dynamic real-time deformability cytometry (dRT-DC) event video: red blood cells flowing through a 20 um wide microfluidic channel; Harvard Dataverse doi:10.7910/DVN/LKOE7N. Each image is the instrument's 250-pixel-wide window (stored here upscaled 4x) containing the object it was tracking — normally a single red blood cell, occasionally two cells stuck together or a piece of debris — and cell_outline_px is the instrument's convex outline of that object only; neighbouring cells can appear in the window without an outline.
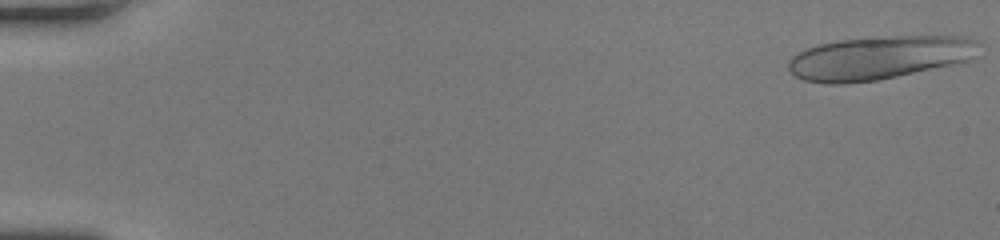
{"species": "human", "species_latin": "Homo sapiens", "temperature_condition": "room temperature", "stored_images_in_passage": 49, "camera_frame_rate_fps": 3000, "um_per_image_px": 0.085, "donor": {"sex": "female"}, "frame": {"image": 1, "passage_image": 1, "time_ms": 0.0, "image_size_px": [1000, 240], "cell_outline_px": [[984, 44], [968, 60], [956, 64], [876, 80], [844, 84], [828, 84], [804, 80], [796, 76], [788, 68], [788, 60], [792, 56], [804, 48], [820, 44], [840, 40], [892, 36], [964, 36], [976, 40]], "centroid_in_image_um": [74.74, 4.9], "position_along_channel_um": 10.3, "area_um2": 48.26}}
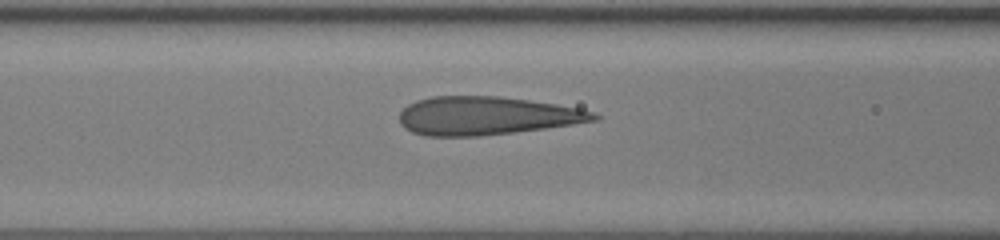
{"frame": {"image": 2, "passage_image": 21, "time_ms": 6.667, "image_size_px": [1000, 240], "cell_outline_px": [[600, 120], [544, 128], [480, 136], [424, 136], [412, 132], [404, 128], [400, 124], [400, 112], [408, 104], [416, 100], [432, 96], [500, 96], [556, 104], [596, 112], [600, 116]], "centroid_in_image_um": [41.33, 9.84], "position_along_channel_um": 125.3, "area_um2": 43.41}}
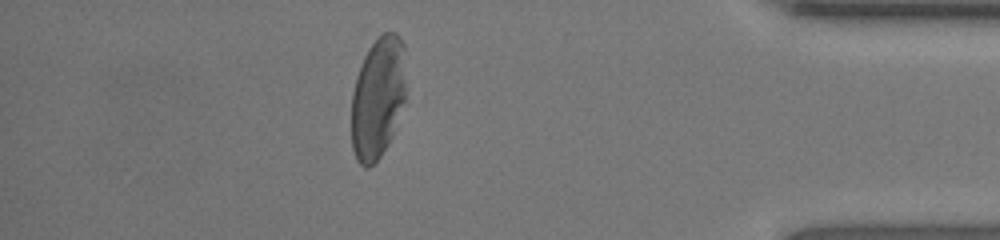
{"frame": {"image": 3, "passage_image": 43, "time_ms": 14.0, "image_size_px": [1000, 240], "cell_outline_px": [[404, 104], [392, 136], [380, 156], [368, 168], [364, 168], [356, 160], [352, 148], [352, 92], [356, 76], [364, 56], [368, 48], [384, 32], [396, 32], [400, 36], [404, 44]], "centroid_in_image_um": [32.11, 8.31], "position_along_channel_um": 403.1, "area_um2": 38.61}, "authors_computed_cell_mechanics": {"area_um2": 43.9858, "velocity_mm_per_s": 4.2752, "shape_relaxation_time_tau1_ms": 7.7003, "shape_relaxation_time_tau2_ms": 0.6743, "deformation_change_tau1": 0.2463, "deformation_change_tau2": 0.0754}}